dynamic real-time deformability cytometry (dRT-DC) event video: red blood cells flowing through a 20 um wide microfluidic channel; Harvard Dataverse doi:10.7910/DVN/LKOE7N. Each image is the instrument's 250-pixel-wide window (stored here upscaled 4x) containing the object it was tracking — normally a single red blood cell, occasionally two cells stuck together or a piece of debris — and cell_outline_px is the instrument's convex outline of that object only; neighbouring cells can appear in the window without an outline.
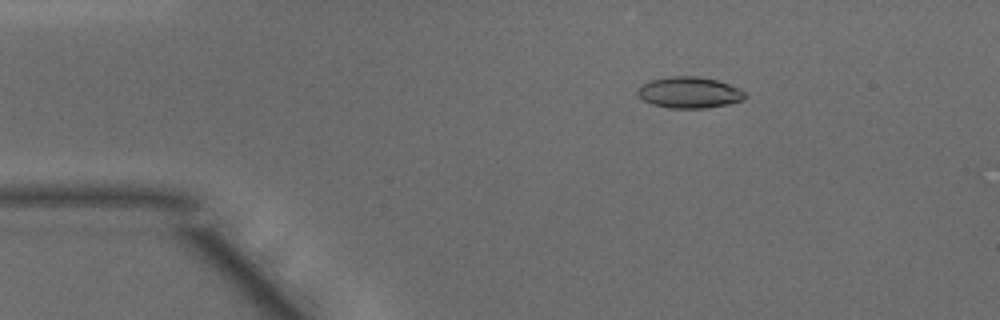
{"species": "common noctule bat (a hibernating species)", "species_latin": "Nyctalus noctula", "temperature_condition": "warm", "stored_images_in_passage": 48, "camera_frame_rate_fps": 3000, "um_per_image_px": 0.085, "animal": {"sex": "male", "body_mass_g": 15.6}, "frame": {"image": 1, "passage_image": 8, "time_ms": 2.333, "image_size_px": [1000, 320], "cell_outline_px": [[748, 96], [744, 100], [728, 104], [704, 108], [668, 108], [652, 104], [644, 100], [636, 92], [636, 88], [640, 84], [652, 80], [672, 76], [696, 76], [716, 80], [740, 88]], "centroid_in_image_um": [58.59, 7.86], "position_along_channel_um": 26.4, "area_um2": 19.59}}
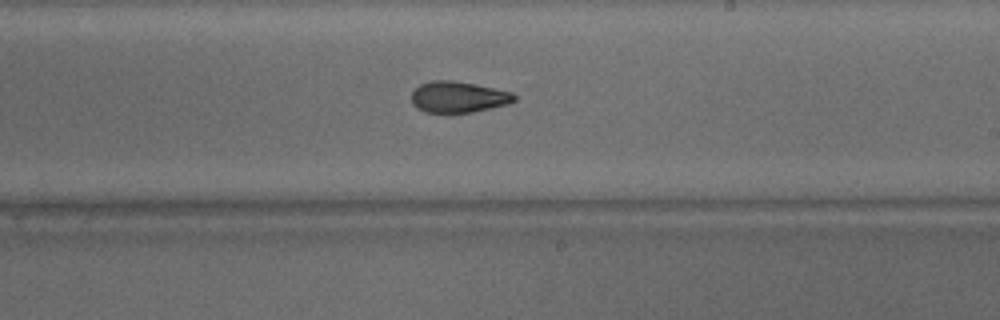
{"frame": {"image": 2, "passage_image": 28, "time_ms": 9.0, "image_size_px": [1000, 320], "cell_outline_px": [[516, 100], [508, 104], [472, 112], [424, 112], [416, 108], [412, 104], [412, 92], [420, 84], [432, 80], [452, 80], [476, 84], [512, 92], [516, 96]], "centroid_in_image_um": [38.95, 8.24], "position_along_channel_um": 250.1, "area_um2": 18.67}}
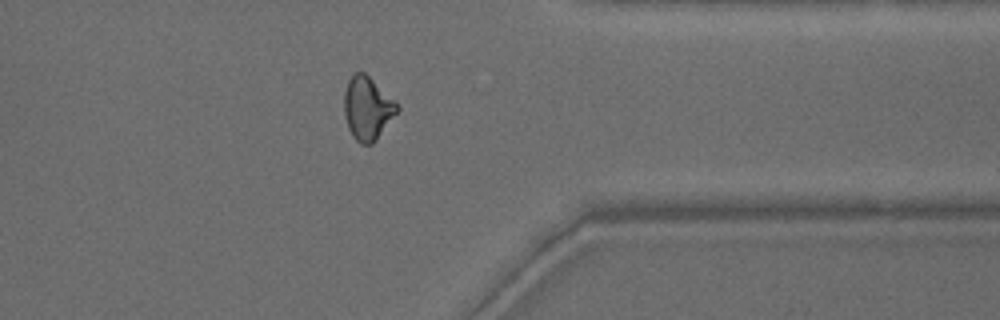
{"frame": {"image": 3, "passage_image": 38, "time_ms": 12.333, "image_size_px": [1000, 320], "cell_outline_px": [[400, 108], [376, 140], [372, 144], [360, 144], [352, 136], [348, 128], [344, 116], [344, 92], [348, 80], [356, 72], [364, 72], [400, 104]], "centroid_in_image_um": [31.23, 9.21], "position_along_channel_um": 380.2, "area_um2": 19.59}, "authors_computed_cell_mechanics": {"area_um2": 19.3052, "velocity_mm_per_s": 4.1978, "shape_relaxation_time_tau1_ms": 4.7281, "shape_relaxation_time_tau2_ms": 2.0428, "deformation_change_tau1": 0.179, "deformation_change_tau2": 0.0906}}